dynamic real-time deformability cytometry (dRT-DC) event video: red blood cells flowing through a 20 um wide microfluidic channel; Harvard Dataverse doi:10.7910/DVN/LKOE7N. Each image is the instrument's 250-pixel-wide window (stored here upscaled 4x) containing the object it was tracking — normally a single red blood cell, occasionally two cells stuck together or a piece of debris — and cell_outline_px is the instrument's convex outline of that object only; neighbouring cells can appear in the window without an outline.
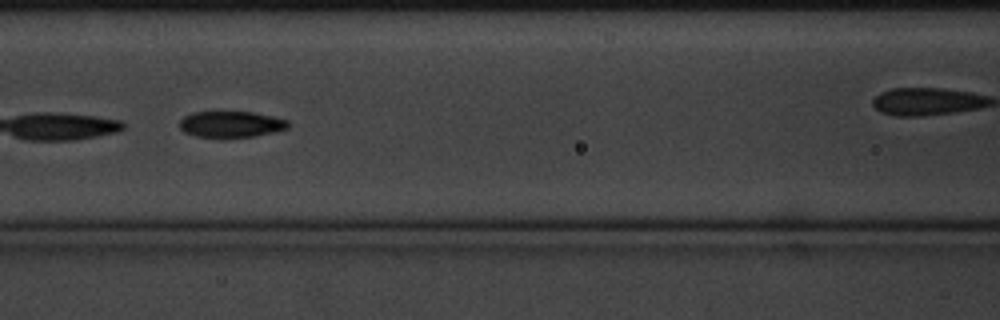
{"species": "common noctule bat (a hibernating species)", "species_latin": "Nyctalus noctula", "temperature_condition": "cold", "stored_images_in_passage": 17, "camera_frame_rate_fps": 3000, "um_per_image_px": 0.085, "animal": {"sex": "male", "body_mass_g": 20.1, "forearm_length_mm": 53.5}, "frame": {"image": 1, "passage_image": 8, "time_ms": 2.333, "image_size_px": [1000, 320], "cell_outline_px": [[288, 128], [256, 136], [224, 140], [196, 136], [184, 132], [180, 128], [180, 120], [184, 116], [192, 112], [252, 112], [272, 116], [288, 120]], "centroid_in_image_um": [19.6, 10.6], "position_along_channel_um": 147.0, "area_um2": 17.05}}